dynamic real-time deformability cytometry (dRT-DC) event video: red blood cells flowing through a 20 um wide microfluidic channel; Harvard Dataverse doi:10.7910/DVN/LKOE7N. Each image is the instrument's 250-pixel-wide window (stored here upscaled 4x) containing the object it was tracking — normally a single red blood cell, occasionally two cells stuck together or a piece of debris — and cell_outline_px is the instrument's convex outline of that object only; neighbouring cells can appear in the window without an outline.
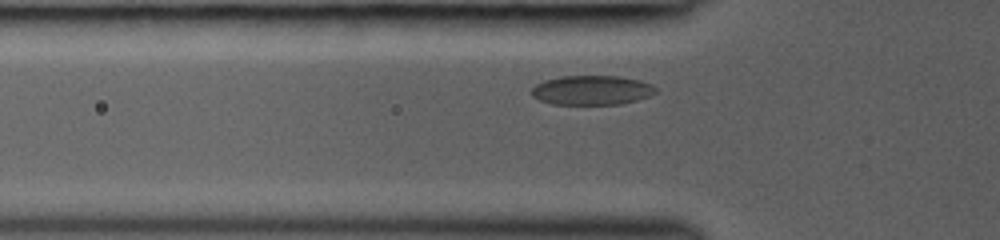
{"species": "common noctule bat (a hibernating species)", "species_latin": "Nyctalus noctula", "temperature_condition": "room temperature", "stored_images_in_passage": 15, "camera_frame_rate_fps": 3000, "um_per_image_px": 0.085, "animal": {"sex": "female", "body_mass_g": 19.0, "forearm_length_mm": 53.3}, "frame": {"image": 1, "passage_image": 2, "time_ms": 0.333, "image_size_px": [1000, 240], "cell_outline_px": [[656, 92], [648, 96], [636, 100], [620, 104], [552, 104], [540, 100], [532, 96], [532, 88], [536, 84], [544, 80], [560, 76], [620, 76], [640, 80], [652, 84], [656, 88]], "centroid_in_image_um": [50.3, 7.66], "position_along_channel_um": 75.5, "area_um2": 21.27}}
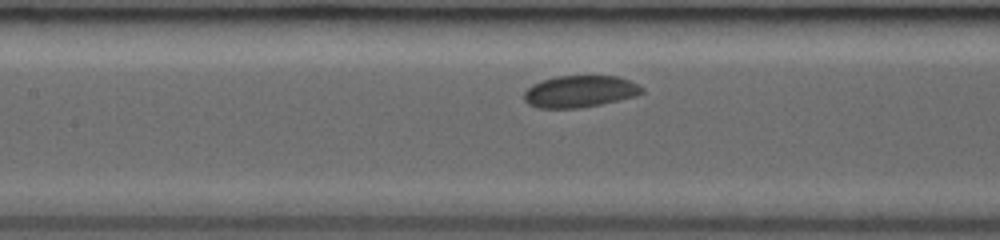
{"frame": {"image": 2, "passage_image": 11, "time_ms": 2.333, "image_size_px": [1000, 240], "cell_outline_px": [[644, 92], [636, 96], [600, 104], [580, 108], [536, 108], [528, 104], [524, 100], [524, 92], [532, 84], [556, 76], [616, 76], [628, 80], [644, 88]], "centroid_in_image_um": [49.27, 7.78], "position_along_channel_um": 158.1, "area_um2": 21.79}}
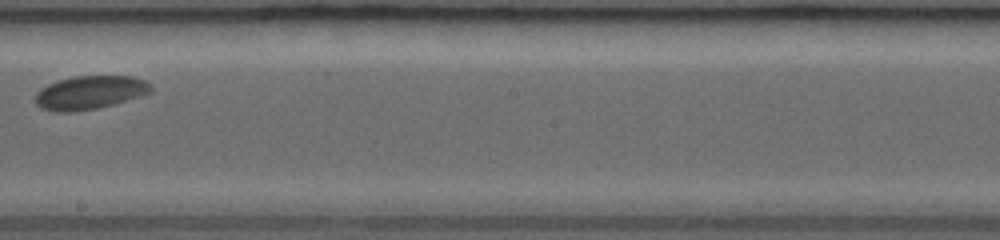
{"frame": {"image": 3, "passage_image": 15, "time_ms": 4.333, "image_size_px": [1000, 240], "cell_outline_px": [[152, 92], [140, 96], [112, 104], [96, 108], [72, 112], [56, 112], [40, 108], [36, 104], [36, 92], [40, 88], [48, 84], [72, 76], [132, 76], [144, 80], [152, 84]], "centroid_in_image_um": [7.63, 7.86], "position_along_channel_um": 240.6, "area_um2": 22.54}}